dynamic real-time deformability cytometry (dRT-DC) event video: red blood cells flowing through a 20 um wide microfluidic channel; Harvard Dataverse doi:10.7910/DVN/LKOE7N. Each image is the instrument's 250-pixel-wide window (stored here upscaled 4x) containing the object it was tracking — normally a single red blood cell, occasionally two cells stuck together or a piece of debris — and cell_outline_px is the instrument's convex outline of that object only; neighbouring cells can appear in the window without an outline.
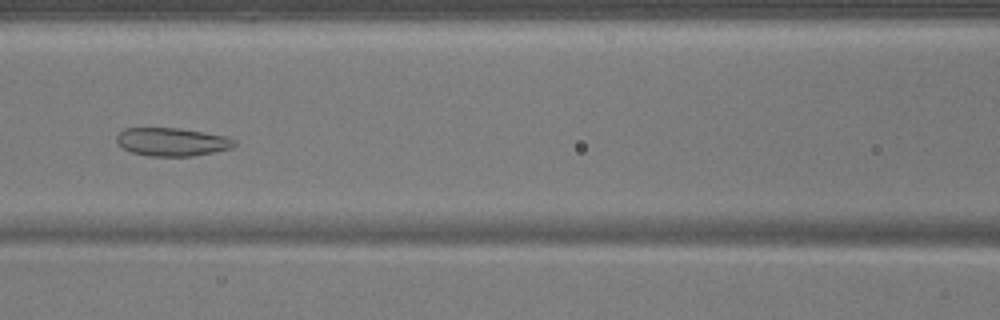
{"species": "common noctule bat (a hibernating species)", "species_latin": "Nyctalus noctula", "temperature_condition": "warm", "stored_images_in_passage": 43, "camera_frame_rate_fps": 3000, "um_per_image_px": 0.085, "animal": {"sex": "male", "body_mass_g": 17.9}, "frame": {"image": 1, "passage_image": 15, "time_ms": 4.667, "image_size_px": [1000, 320], "cell_outline_px": [[236, 144], [232, 148], [192, 156], [148, 156], [132, 152], [124, 148], [116, 140], [116, 136], [124, 128], [180, 128], [228, 136], [236, 140]], "centroid_in_image_um": [14.65, 12.05], "position_along_channel_um": 151.9, "area_um2": 19.36}}
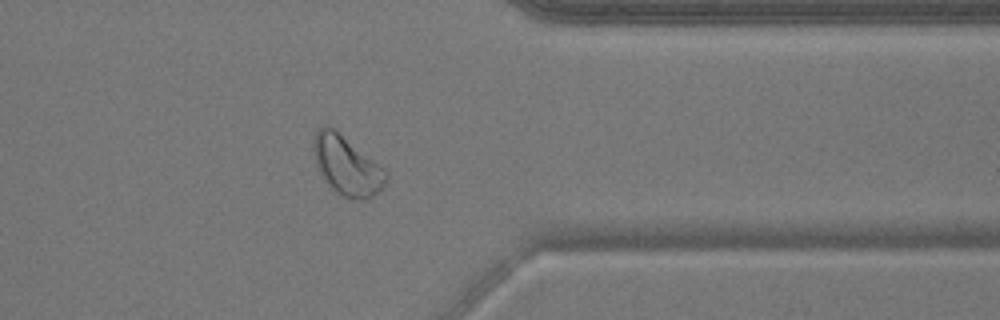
{"frame": {"image": 2, "passage_image": 33, "time_ms": 10.667, "image_size_px": [1000, 320], "cell_outline_px": [[388, 180], [380, 192], [364, 200], [352, 200], [336, 192], [328, 184], [320, 172], [316, 164], [312, 148], [312, 140], [316, 128], [324, 124], [328, 124], [388, 172]], "centroid_in_image_um": [29.46, 14.07], "position_along_channel_um": 381.9, "area_um2": 25.03}}
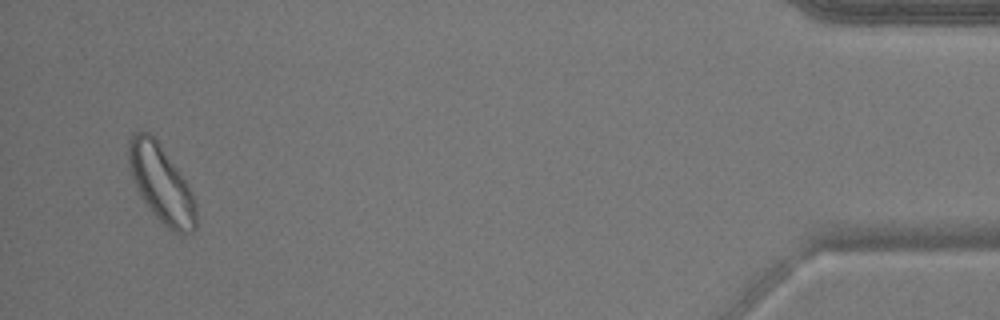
{"frame": {"image": 3, "passage_image": 41, "time_ms": 13.333, "image_size_px": [1000, 320], "cell_outline_px": [[196, 228], [192, 232], [184, 236], [176, 232], [164, 224], [148, 208], [140, 196], [132, 176], [128, 160], [128, 140], [132, 132], [148, 132], [156, 140], [176, 168], [192, 192], [196, 204]], "centroid_in_image_um": [13.7, 15.64], "position_along_channel_um": 421.5, "area_um2": 29.88}}